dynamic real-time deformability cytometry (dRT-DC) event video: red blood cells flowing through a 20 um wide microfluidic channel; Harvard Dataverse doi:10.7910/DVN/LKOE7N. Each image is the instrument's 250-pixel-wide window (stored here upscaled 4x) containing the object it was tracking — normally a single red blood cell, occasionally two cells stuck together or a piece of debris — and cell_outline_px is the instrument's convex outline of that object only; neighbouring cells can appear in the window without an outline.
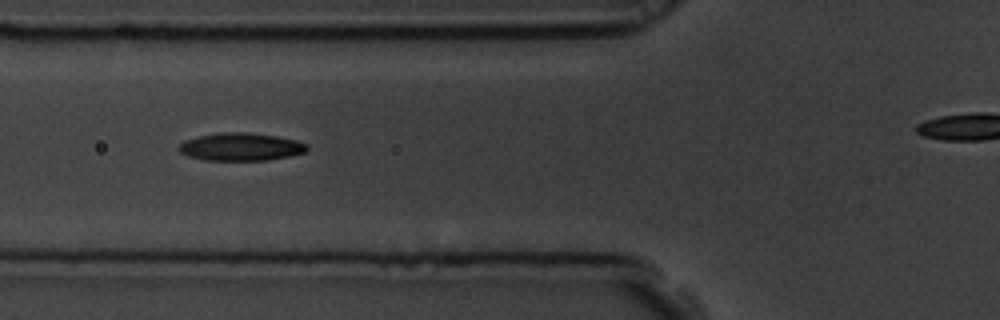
{"species": "common noctule bat (a hibernating species)", "species_latin": "Nyctalus noctula", "temperature_condition": "room temperature", "stored_images_in_passage": 8, "segment_of_instrument_passage": [1, 2], "camera_frame_rate_fps": 3000, "um_per_image_px": 0.085, "animal": {"sex": "male", "body_mass_g": 19.5, "forearm_length_mm": 54.6}, "frame": {"image": 1, "passage_image": 6, "time_ms": 1.667, "image_size_px": [1000, 320], "cell_outline_px": [[308, 148], [304, 152], [288, 156], [268, 160], [204, 160], [188, 156], [180, 152], [176, 148], [184, 140], [200, 136], [220, 132], [248, 132], [276, 136], [296, 140], [308, 144]], "centroid_in_image_um": [20.44, 12.47], "position_along_channel_um": 105.4, "area_um2": 20.75}}
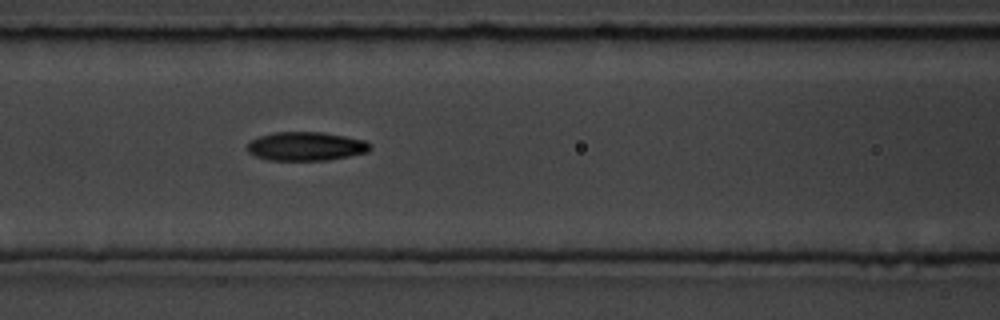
{"frame": {"image": 2, "passage_image": 7, "time_ms": 2.0, "image_size_px": [1000, 320], "cell_outline_px": [[372, 148], [368, 152], [328, 160], [268, 160], [256, 156], [248, 152], [248, 144], [252, 140], [260, 136], [276, 132], [324, 132], [364, 140], [372, 144]], "centroid_in_image_um": [26.04, 12.43], "position_along_channel_um": 140.6, "area_um2": 20.52}}